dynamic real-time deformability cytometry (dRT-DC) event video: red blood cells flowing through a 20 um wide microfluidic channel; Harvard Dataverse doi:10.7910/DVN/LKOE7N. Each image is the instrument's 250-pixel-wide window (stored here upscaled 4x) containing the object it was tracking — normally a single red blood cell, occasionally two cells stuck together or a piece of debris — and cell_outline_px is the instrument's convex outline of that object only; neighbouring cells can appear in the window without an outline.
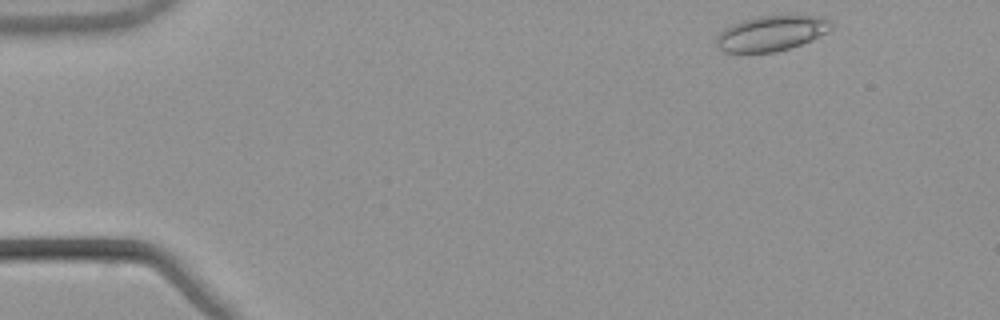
{"species": "common noctule bat (a hibernating species)", "species_latin": "Nyctalus noctula", "temperature_condition": "warm", "stored_images_in_passage": 48, "camera_frame_rate_fps": 3000, "um_per_image_px": 0.085, "animal": {"sex": "male", "body_mass_g": 21.5, "forearm_length_mm": 52.0}, "frame": {"image": 1, "passage_image": 1, "time_ms": 0.0, "image_size_px": [1000, 320], "cell_outline_px": [[832, 28], [828, 32], [812, 40], [776, 52], [724, 52], [716, 48], [716, 36], [720, 32], [732, 24], [756, 16], [788, 12], [820, 16], [832, 20]], "centroid_in_image_um": [65.62, 2.77], "position_along_channel_um": 19.4, "area_um2": 24.51}}
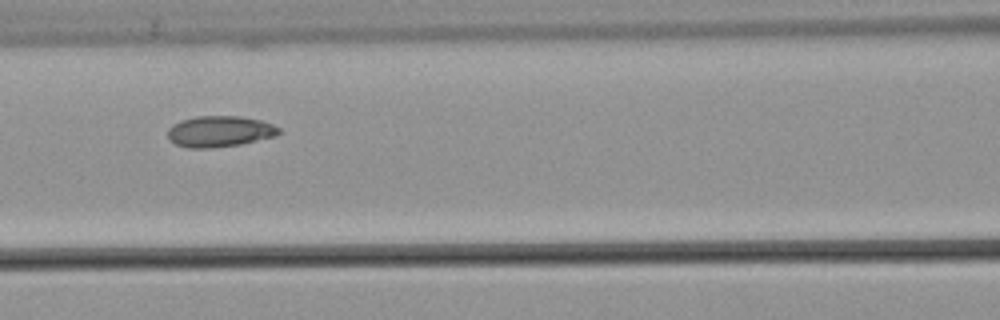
{"frame": {"image": 2, "passage_image": 19, "time_ms": 6.0, "image_size_px": [1000, 320], "cell_outline_px": [[280, 132], [276, 136], [240, 144], [208, 148], [188, 148], [176, 144], [168, 140], [168, 128], [172, 124], [180, 120], [196, 116], [240, 116], [260, 120], [272, 124], [280, 128]], "centroid_in_image_um": [18.64, 11.16], "position_along_channel_um": 148.0, "area_um2": 20.17}}
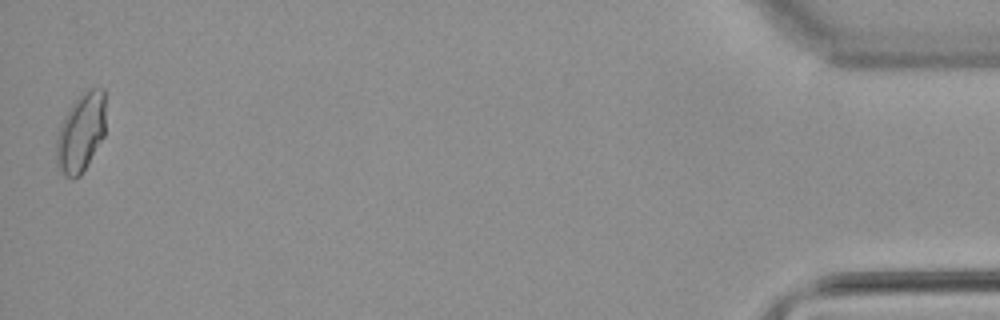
{"frame": {"image": 3, "passage_image": 48, "time_ms": 15.667, "image_size_px": [1000, 320], "cell_outline_px": [[104, 136], [80, 176], [72, 180], [64, 176], [56, 164], [56, 140], [60, 124], [64, 116], [72, 104], [84, 88], [104, 88]], "centroid_in_image_um": [6.85, 11.27], "position_along_channel_um": 428.3, "area_um2": 22.77}, "authors_computed_cell_mechanics": {"area_um2": 19.941, "velocity_mm_per_s": 3.8395, "shape_relaxation_time_tau1_ms": null, "shape_relaxation_time_tau2_ms": 2.7855, "deformation_change_tau1": null, "deformation_change_tau2": 0.0576}}